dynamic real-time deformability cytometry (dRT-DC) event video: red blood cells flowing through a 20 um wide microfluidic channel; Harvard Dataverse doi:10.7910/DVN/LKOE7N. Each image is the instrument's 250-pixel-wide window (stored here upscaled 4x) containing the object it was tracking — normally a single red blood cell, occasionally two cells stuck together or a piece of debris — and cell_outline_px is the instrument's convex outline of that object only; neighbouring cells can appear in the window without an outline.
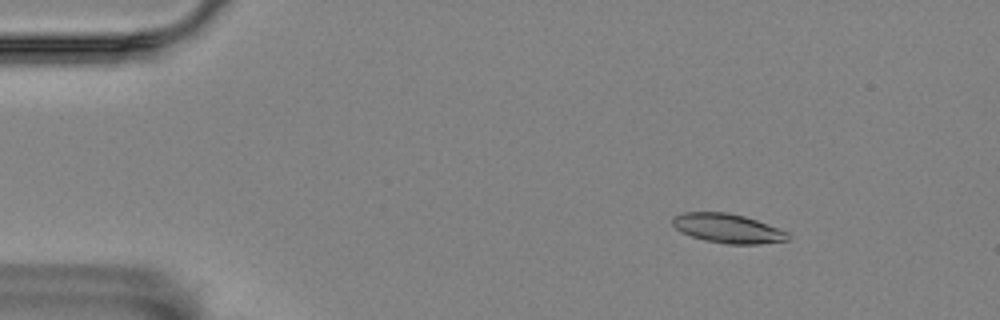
{"species": "Egyptian fruit bat (a non-hibernating species)", "species_latin": "Rousettus aegyptiacus", "temperature_condition": "room temperature", "stored_images_in_passage": 52, "camera_frame_rate_fps": 3000, "um_per_image_px": 0.085, "animal": {"sex": "female"}, "frame": {"image": 1, "passage_image": 3, "time_ms": 0.667, "image_size_px": [1000, 320], "cell_outline_px": [[792, 236], [788, 240], [760, 244], [728, 244], [704, 240], [680, 232], [672, 224], [672, 216], [684, 212], [728, 212], [744, 216], [780, 228], [788, 232]], "centroid_in_image_um": [61.87, 19.41], "position_along_channel_um": 23.1, "area_um2": 19.83}}
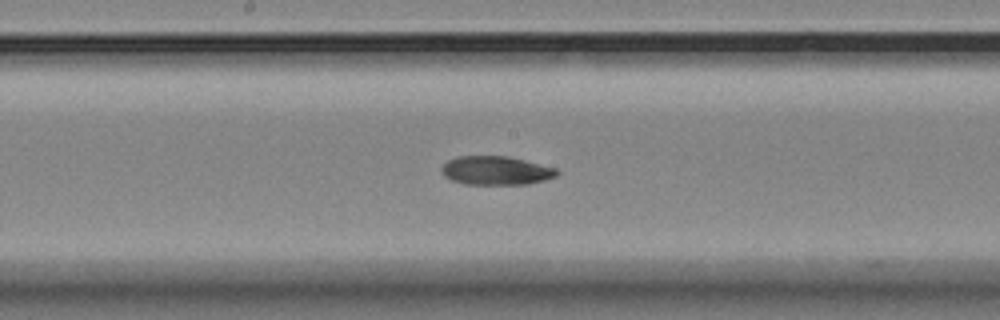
{"frame": {"image": 2, "passage_image": 25, "time_ms": 8.0, "image_size_px": [1000, 320], "cell_outline_px": [[560, 172], [556, 176], [544, 180], [528, 184], [464, 184], [452, 180], [444, 176], [440, 172], [440, 168], [448, 160], [456, 156], [508, 156], [556, 168]], "centroid_in_image_um": [42.13, 14.49], "position_along_channel_um": 206.1, "area_um2": 19.36}}
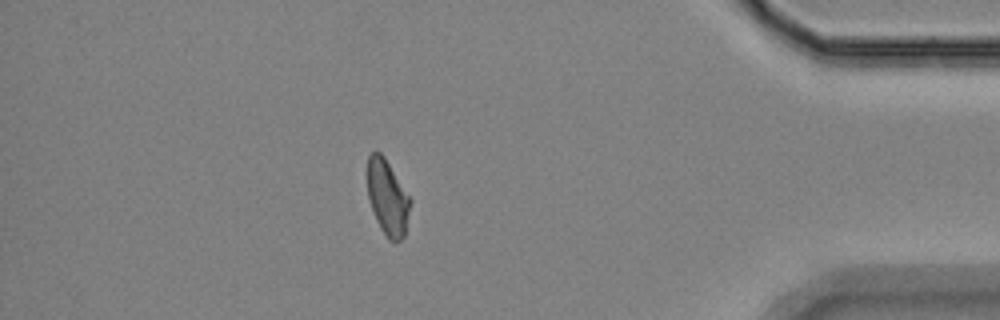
{"frame": {"image": 3, "passage_image": 45, "time_ms": 14.667, "image_size_px": [1000, 320], "cell_outline_px": [[412, 200], [404, 236], [396, 244], [388, 240], [380, 228], [376, 220], [368, 200], [368, 156], [372, 152], [380, 152], [384, 156]], "centroid_in_image_um": [32.95, 16.83], "position_along_channel_um": 402.3, "area_um2": 18.9}, "authors_computed_cell_mechanics": {"area_um2": 19.7676, "velocity_mm_per_s": 3.5187, "shape_relaxation_time_tau1_ms": null, "shape_relaxation_time_tau2_ms": 9.6579, "deformation_change_tau1": null, "deformation_change_tau2": 0.166}}